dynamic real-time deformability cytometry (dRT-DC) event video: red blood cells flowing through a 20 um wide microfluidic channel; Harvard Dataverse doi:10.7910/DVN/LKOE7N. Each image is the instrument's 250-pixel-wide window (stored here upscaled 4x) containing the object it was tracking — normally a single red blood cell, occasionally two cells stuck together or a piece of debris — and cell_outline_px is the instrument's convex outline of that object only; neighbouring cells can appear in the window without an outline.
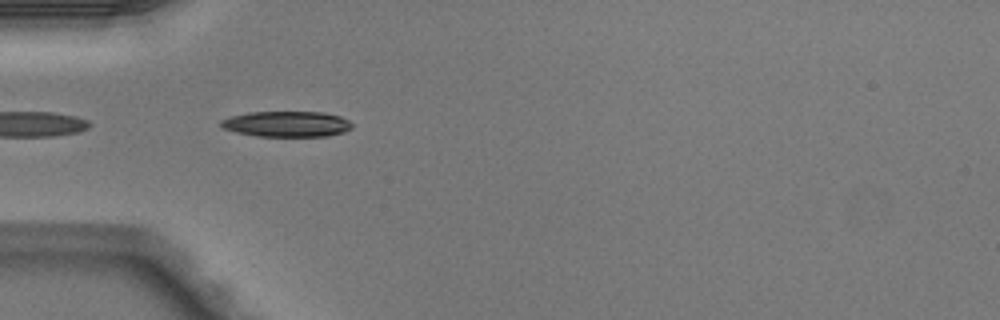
{"species": "Egyptian fruit bat (a non-hibernating species)", "species_latin": "Rousettus aegyptiacus", "temperature_condition": "warm", "stored_images_in_passage": 18, "camera_frame_rate_fps": 3000, "um_per_image_px": 0.085, "animal": {"sex": "male"}, "frame": {"image": 1, "passage_image": 1, "time_ms": 0.0, "image_size_px": [1000, 320], "cell_outline_px": [[352, 128], [344, 132], [328, 136], [256, 136], [236, 132], [220, 128], [220, 120], [232, 116], [248, 112], [324, 112], [340, 116], [348, 120], [352, 124]], "centroid_in_image_um": [24.36, 10.54], "position_along_channel_um": 60.6, "area_um2": 19.71}}
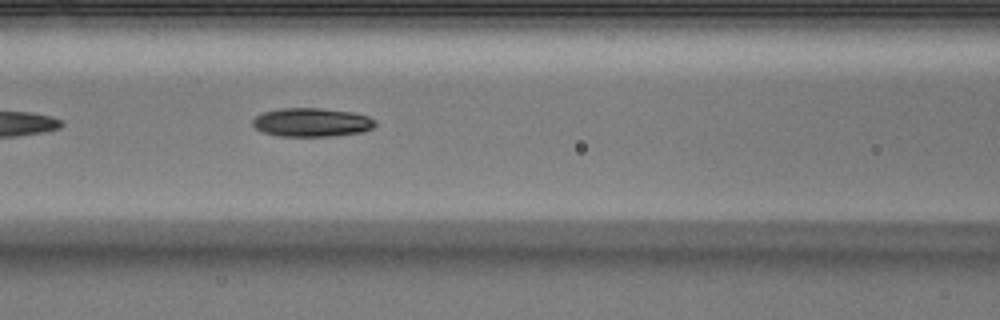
{"frame": {"image": 2, "passage_image": 7, "time_ms": 2.0, "image_size_px": [1000, 320], "cell_outline_px": [[376, 124], [372, 128], [360, 132], [332, 136], [280, 136], [264, 132], [256, 128], [252, 124], [252, 120], [256, 116], [264, 112], [280, 108], [320, 108], [352, 112], [368, 116], [376, 120]], "centroid_in_image_um": [26.5, 10.39], "position_along_channel_um": 140.1, "area_um2": 20.4}}
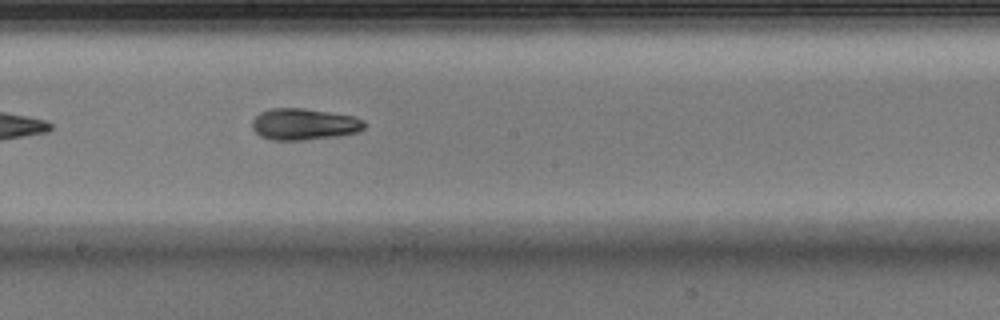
{"frame": {"image": 3, "passage_image": 13, "time_ms": 4.0, "image_size_px": [1000, 320], "cell_outline_px": [[364, 128], [356, 132], [336, 136], [304, 140], [272, 140], [260, 136], [252, 128], [252, 120], [260, 112], [272, 108], [304, 108], [356, 116], [364, 120]], "centroid_in_image_um": [25.83, 10.55], "position_along_channel_um": 222.4, "area_um2": 20.63}}